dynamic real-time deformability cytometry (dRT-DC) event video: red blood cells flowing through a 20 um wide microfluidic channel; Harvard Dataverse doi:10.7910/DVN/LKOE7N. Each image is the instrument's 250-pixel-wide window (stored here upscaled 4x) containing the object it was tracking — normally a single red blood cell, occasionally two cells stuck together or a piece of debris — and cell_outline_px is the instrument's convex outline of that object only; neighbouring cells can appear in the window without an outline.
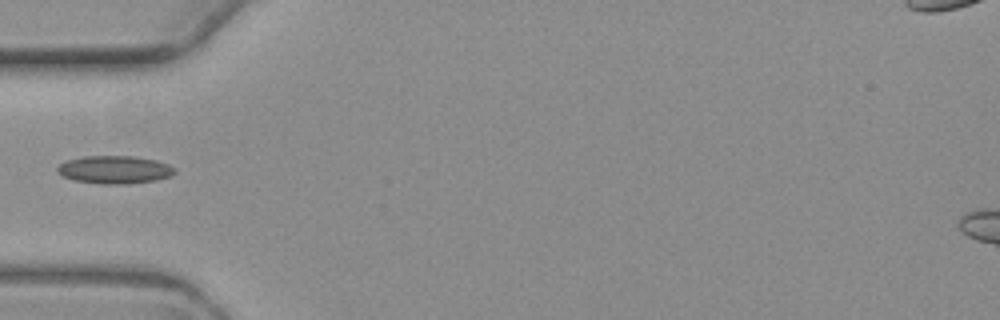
{"species": "common noctule bat (a hibernating species)", "species_latin": "Nyctalus noctula", "temperature_condition": "warm", "stored_images_in_passage": 2, "camera_frame_rate_fps": 3000, "um_per_image_px": 0.085, "animal": {"sex": "female", "body_mass_g": 19.3, "forearm_length_mm": 54.1}, "frame": {"image": 1, "passage_image": 2, "time_ms": 2.0, "image_size_px": [1000, 320], "cell_outline_px": [[176, 172], [172, 176], [156, 180], [128, 184], [100, 184], [76, 180], [64, 176], [56, 172], [56, 168], [60, 164], [68, 160], [84, 156], [136, 156], [156, 160], [168, 164], [176, 168]], "centroid_in_image_um": [9.79, 14.42], "position_along_channel_um": 75.2, "area_um2": 19.19}}